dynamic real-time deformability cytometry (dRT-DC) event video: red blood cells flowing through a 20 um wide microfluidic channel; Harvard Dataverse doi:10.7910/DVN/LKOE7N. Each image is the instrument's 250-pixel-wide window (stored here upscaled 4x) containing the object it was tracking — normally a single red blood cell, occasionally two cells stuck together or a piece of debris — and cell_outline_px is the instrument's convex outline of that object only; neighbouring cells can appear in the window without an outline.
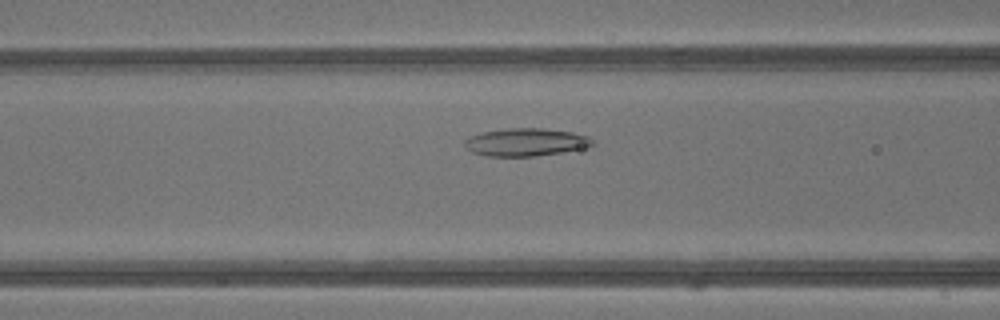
{"species": "common noctule bat (a hibernating species)", "species_latin": "Nyctalus noctula", "temperature_condition": "warm", "stored_images_in_passage": 29, "camera_frame_rate_fps": 3000, "um_per_image_px": 0.085, "animal": {"sex": "male", "body_mass_g": 13.3}, "frame": {"image": 1, "passage_image": 6, "time_ms": 1.667, "image_size_px": [1000, 320], "cell_outline_px": [[596, 144], [580, 148], [560, 152], [536, 156], [488, 156], [472, 152], [464, 144], [464, 140], [468, 136], [480, 132], [508, 128], [544, 128], [572, 132], [588, 136]], "centroid_in_image_um": [44.65, 12.07], "position_along_channel_um": 122.0, "area_um2": 20.63}}
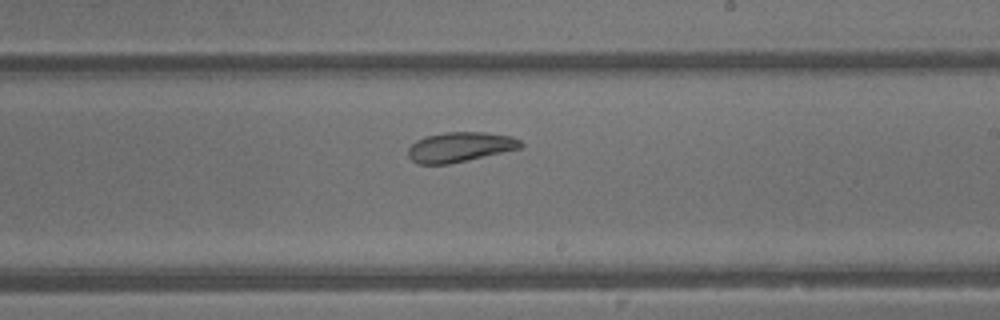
{"frame": {"image": 2, "passage_image": 14, "time_ms": 4.333, "image_size_px": [1000, 320], "cell_outline_px": [[524, 144], [520, 148], [468, 160], [448, 164], [416, 164], [408, 156], [408, 148], [416, 140], [424, 136], [444, 132], [488, 132], [512, 136], [520, 140]], "centroid_in_image_um": [39.08, 12.49], "position_along_channel_um": 249.9, "area_um2": 19.71}}
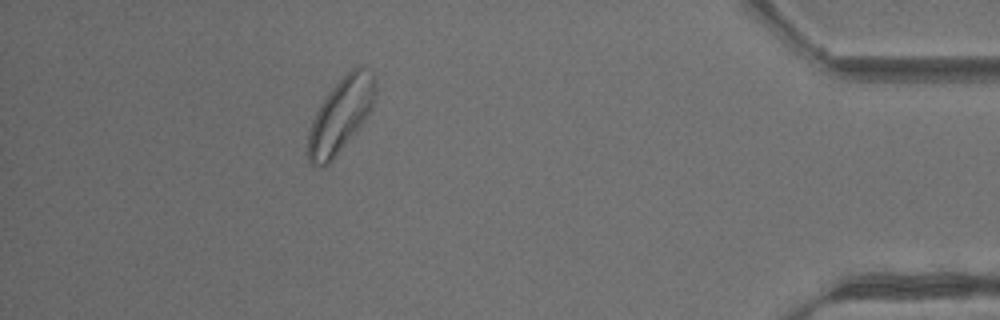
{"frame": {"image": 3, "passage_image": 27, "time_ms": 8.667, "image_size_px": [1000, 320], "cell_outline_px": [[376, 96], [372, 108], [360, 124], [332, 160], [324, 168], [320, 168], [312, 164], [308, 160], [308, 128], [320, 104], [328, 92], [352, 68], [360, 68], [372, 76], [376, 80]], "centroid_in_image_um": [28.91, 9.84], "position_along_channel_um": 406.3, "area_um2": 28.32}, "authors_computed_cell_mechanics": {"area_um2": 20.808, "velocity_mm_per_s": 4.8084, "shape_relaxation_time_tau1_ms": 6.612, "shape_relaxation_time_tau2_ms": 2.4775, "deformation_change_tau1": 0.1239, "deformation_change_tau2": 0.0974}}